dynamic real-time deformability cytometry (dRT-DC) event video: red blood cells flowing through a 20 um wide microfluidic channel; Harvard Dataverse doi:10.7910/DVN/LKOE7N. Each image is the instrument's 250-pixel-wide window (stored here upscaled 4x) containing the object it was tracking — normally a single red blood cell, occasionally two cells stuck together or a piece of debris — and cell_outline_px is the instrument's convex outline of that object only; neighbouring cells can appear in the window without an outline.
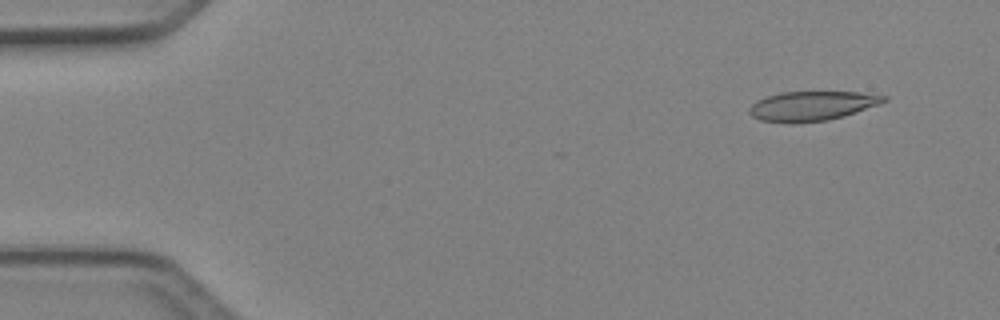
{"species": "Egyptian fruit bat (a non-hibernating species)", "species_latin": "Rousettus aegyptiacus", "temperature_condition": "cold", "stored_images_in_passage": 5, "camera_frame_rate_fps": 3000, "um_per_image_px": 0.085, "animal": {"sex": "female"}, "frame": {"image": 1, "passage_image": 1, "time_ms": 0.0, "image_size_px": [1000, 320], "cell_outline_px": [[888, 100], [880, 104], [844, 116], [828, 120], [760, 120], [752, 116], [748, 112], [748, 108], [756, 100], [780, 92], [856, 92], [888, 96]], "centroid_in_image_um": [69.06, 8.96], "position_along_channel_um": 15.9, "area_um2": 22.31}}
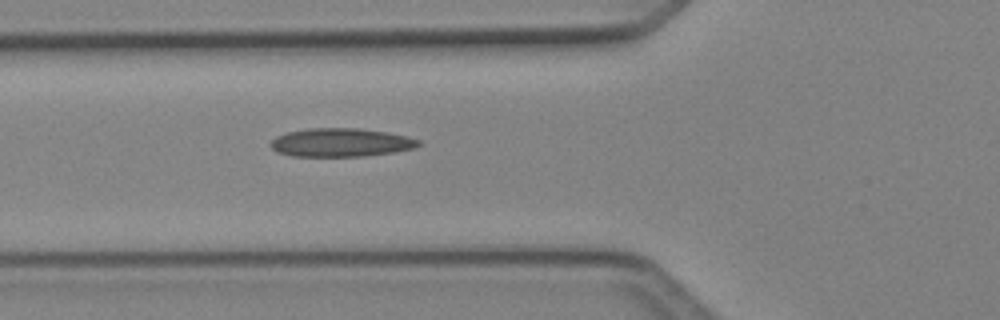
{"frame": {"image": 2, "passage_image": 5, "time_ms": 1.333, "image_size_px": [1000, 320], "cell_outline_px": [[420, 144], [412, 148], [396, 152], [364, 156], [292, 156], [276, 152], [272, 148], [272, 140], [276, 136], [288, 132], [308, 128], [360, 128], [408, 136], [420, 140]], "centroid_in_image_um": [28.97, 12.11], "position_along_channel_um": 96.8, "area_um2": 24.45}}